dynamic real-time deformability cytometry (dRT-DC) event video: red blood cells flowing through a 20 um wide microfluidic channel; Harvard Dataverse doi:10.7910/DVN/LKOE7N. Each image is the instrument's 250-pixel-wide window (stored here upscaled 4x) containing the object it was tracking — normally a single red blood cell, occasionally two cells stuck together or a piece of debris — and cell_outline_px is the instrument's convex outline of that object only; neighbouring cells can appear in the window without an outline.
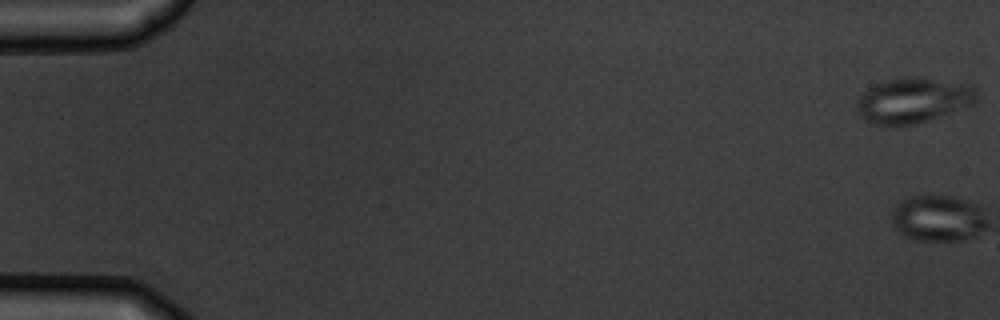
{"species": "common noctule bat (a hibernating species)", "species_latin": "Nyctalus noctula", "temperature_condition": "warm", "stored_images_in_passage": 6, "camera_frame_rate_fps": 3000, "um_per_image_px": 0.085, "animal": {"sex": "male", "body_mass_g": 19.5, "forearm_length_mm": 54.6}, "frame": {"image": 1, "passage_image": 1, "time_ms": 0.0, "image_size_px": [1000, 320], "cell_outline_px": [[980, 96], [972, 104], [928, 120], [916, 124], [872, 124], [864, 120], [860, 116], [856, 108], [856, 100], [860, 92], [876, 84], [888, 80], [908, 76], [912, 76], [972, 84], [976, 88]], "centroid_in_image_um": [77.61, 8.5], "position_along_channel_um": 7.4, "area_um2": 31.73}}